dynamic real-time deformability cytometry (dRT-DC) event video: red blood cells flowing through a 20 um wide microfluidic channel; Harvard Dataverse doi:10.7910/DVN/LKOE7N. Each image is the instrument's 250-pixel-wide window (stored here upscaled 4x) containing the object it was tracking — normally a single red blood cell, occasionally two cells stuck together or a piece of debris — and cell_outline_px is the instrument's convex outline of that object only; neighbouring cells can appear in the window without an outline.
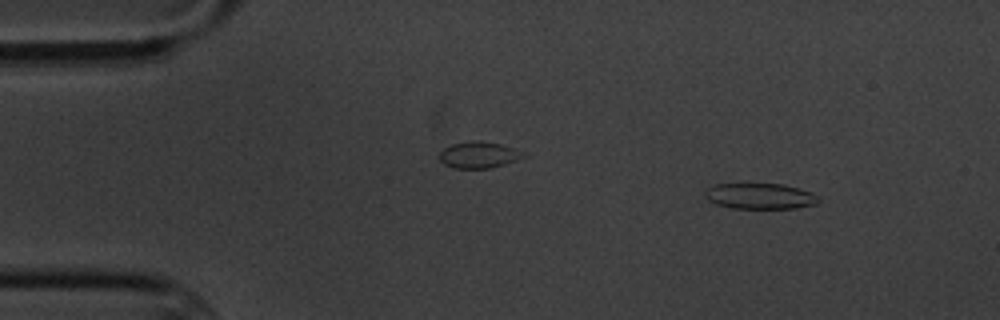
{"species": "common noctule bat (a hibernating species)", "species_latin": "Nyctalus noctula", "temperature_condition": "cold", "stored_images_in_passage": 3, "camera_frame_rate_fps": 3000, "um_per_image_px": 0.085, "animal": {"sex": "male", "body_mass_g": 20.1, "forearm_length_mm": 53.5}, "frame": {"image": 1, "passage_image": 1, "time_ms": 0.0, "image_size_px": [1000, 320], "cell_outline_px": [[820, 200], [816, 204], [796, 208], [732, 208], [716, 204], [708, 200], [704, 196], [704, 192], [708, 188], [716, 184], [784, 184], [800, 188], [812, 192], [820, 196]], "centroid_in_image_um": [64.64, 16.67], "position_along_channel_um": 20.4, "area_um2": 17.17}}